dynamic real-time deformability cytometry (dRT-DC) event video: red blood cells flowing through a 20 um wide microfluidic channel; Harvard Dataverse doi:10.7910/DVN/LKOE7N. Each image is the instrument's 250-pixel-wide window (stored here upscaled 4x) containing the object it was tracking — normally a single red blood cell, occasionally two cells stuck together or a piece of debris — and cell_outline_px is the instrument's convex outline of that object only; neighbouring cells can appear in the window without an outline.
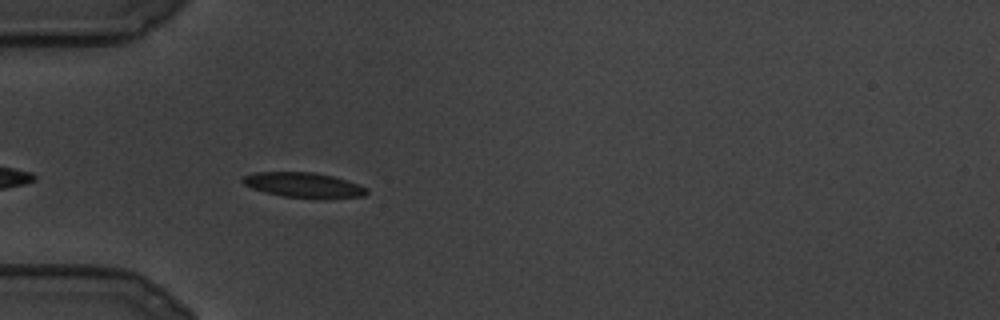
{"species": "common noctule bat (a hibernating species)", "species_latin": "Nyctalus noctula", "temperature_condition": "cold", "stored_images_in_passage": 15, "camera_frame_rate_fps": 3000, "um_per_image_px": 0.085, "animal": {"sex": "male", "body_mass_g": 19.5, "forearm_length_mm": 54.6}, "frame": {"image": 1, "passage_image": 9, "time_ms": 2.667, "image_size_px": [1000, 320], "cell_outline_px": [[368, 192], [364, 196], [320, 200], [284, 196], [264, 192], [252, 188], [244, 184], [240, 180], [244, 176], [256, 172], [316, 172], [332, 176], [360, 184], [368, 188]], "centroid_in_image_um": [25.86, 15.75], "position_along_channel_um": 59.1, "area_um2": 18.5}}
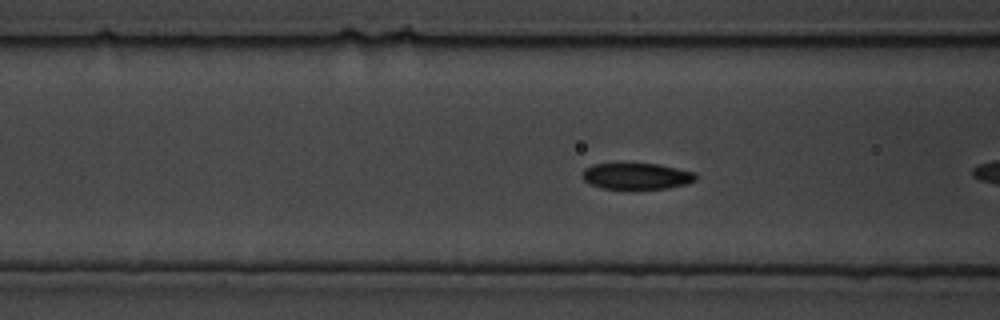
{"frame": {"image": 2, "passage_image": 13, "time_ms": 4.0, "image_size_px": [1000, 320], "cell_outline_px": [[696, 180], [688, 184], [668, 188], [600, 188], [584, 180], [584, 168], [592, 164], [656, 164], [696, 172]], "centroid_in_image_um": [54.15, 14.97], "position_along_channel_um": 112.4, "area_um2": 17.05}}